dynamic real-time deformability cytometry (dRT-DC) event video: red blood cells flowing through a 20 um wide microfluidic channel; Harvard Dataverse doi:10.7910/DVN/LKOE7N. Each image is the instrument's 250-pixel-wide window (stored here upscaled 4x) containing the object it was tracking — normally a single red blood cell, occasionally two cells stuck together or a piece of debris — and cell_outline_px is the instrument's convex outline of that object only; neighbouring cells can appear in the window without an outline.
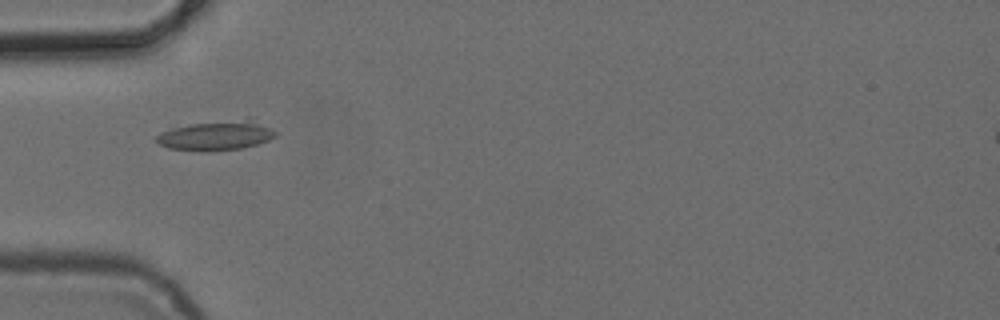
{"species": "common noctule bat (a hibernating species)", "species_latin": "Nyctalus noctula", "temperature_condition": "cold", "stored_images_in_passage": 9, "camera_frame_rate_fps": 3000, "um_per_image_px": 0.085, "animal": {"sex": "female", "body_mass_g": 24.6, "forearm_length_mm": 56.2}, "frame": {"image": 1, "passage_image": 6, "time_ms": 7.0, "image_size_px": [1000, 320], "cell_outline_px": [[280, 132], [276, 136], [268, 140], [244, 148], [204, 152], [200, 152], [168, 148], [160, 144], [156, 140], [156, 136], [160, 132], [172, 128], [188, 124], [248, 116]], "centroid_in_image_um": [18.44, 11.49], "position_along_channel_um": 66.6, "area_um2": 21.39}}
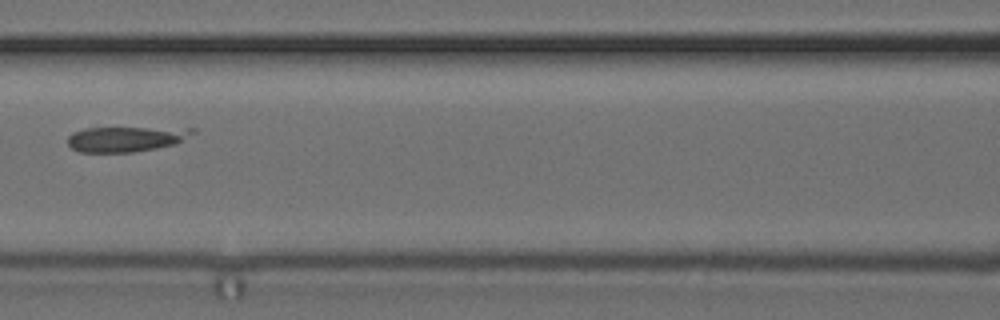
{"frame": {"image": 2, "passage_image": 8, "time_ms": 9.333, "image_size_px": [1000, 320], "cell_outline_px": [[196, 132], [176, 144], [156, 148], [132, 152], [80, 152], [72, 148], [68, 144], [68, 136], [72, 132], [84, 128], [196, 128]], "centroid_in_image_um": [10.71, 11.81], "position_along_channel_um": 155.9, "area_um2": 18.32}}
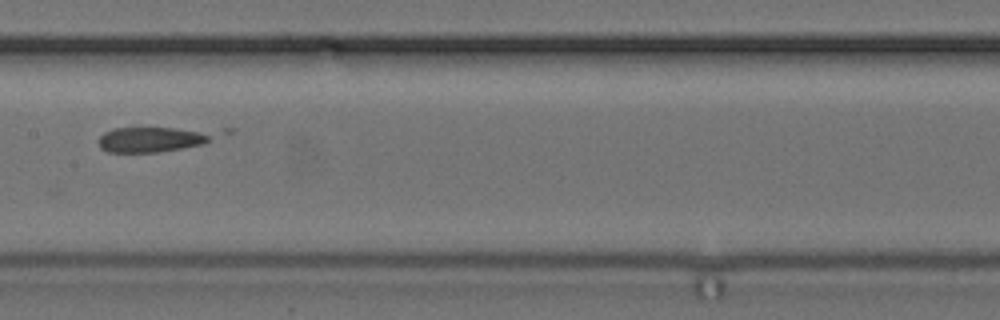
{"frame": {"image": 3, "passage_image": 9, "time_ms": 10.333, "image_size_px": [1000, 320], "cell_outline_px": [[208, 140], [204, 144], [156, 152], [108, 152], [100, 148], [96, 140], [104, 132], [112, 128], [176, 128], [196, 132], [208, 136]], "centroid_in_image_um": [12.63, 11.87], "position_along_channel_um": 194.8, "area_um2": 16.01}}